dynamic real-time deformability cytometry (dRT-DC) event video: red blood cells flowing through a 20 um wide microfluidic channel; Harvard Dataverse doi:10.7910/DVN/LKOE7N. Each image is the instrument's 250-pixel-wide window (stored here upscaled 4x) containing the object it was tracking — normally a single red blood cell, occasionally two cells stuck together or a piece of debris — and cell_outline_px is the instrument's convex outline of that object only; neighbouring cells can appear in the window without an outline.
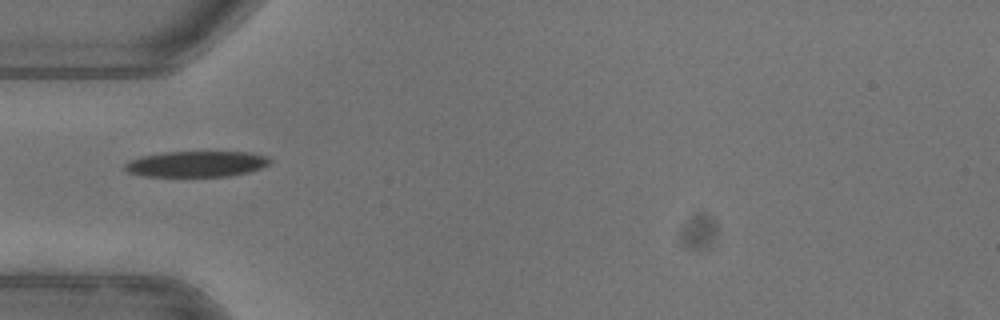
{"species": "common noctule bat (a hibernating species)", "species_latin": "Nyctalus noctula", "temperature_condition": "warm", "stored_images_in_passage": 6, "camera_frame_rate_fps": 3000, "um_per_image_px": 0.085, "animal": {"sex": "female"}, "frame": {"image": 1, "passage_image": 1, "time_ms": 0.0, "image_size_px": [1000, 320], "cell_outline_px": [[272, 160], [268, 164], [260, 168], [248, 172], [228, 176], [144, 176], [128, 172], [124, 168], [124, 164], [128, 160], [140, 156], [164, 152], [252, 152], [268, 156]], "centroid_in_image_um": [16.68, 13.93], "position_along_channel_um": 68.3, "area_um2": 21.91}}